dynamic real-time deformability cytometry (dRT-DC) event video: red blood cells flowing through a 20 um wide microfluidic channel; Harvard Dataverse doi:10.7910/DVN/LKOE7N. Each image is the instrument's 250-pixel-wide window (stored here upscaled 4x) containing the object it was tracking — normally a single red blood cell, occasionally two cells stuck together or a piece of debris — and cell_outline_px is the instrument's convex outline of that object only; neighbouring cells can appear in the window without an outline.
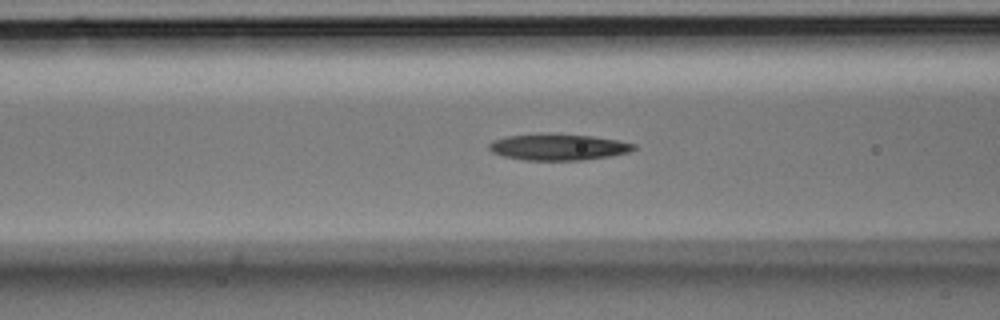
{"species": "Egyptian fruit bat (a non-hibernating species)", "species_latin": "Rousettus aegyptiacus", "temperature_condition": "room temperature", "stored_images_in_passage": 33, "camera_frame_rate_fps": 3000, "um_per_image_px": 0.085, "animal": {"sex": "male"}, "frame": {"image": 1, "passage_image": 16, "time_ms": 5.0, "image_size_px": [1000, 320], "cell_outline_px": [[636, 148], [628, 152], [608, 156], [580, 160], [524, 160], [504, 156], [492, 152], [488, 148], [488, 144], [492, 140], [508, 136], [592, 136], [616, 140], [636, 144]], "centroid_in_image_um": [47.45, 12.54], "position_along_channel_um": 119.2, "area_um2": 21.1}}
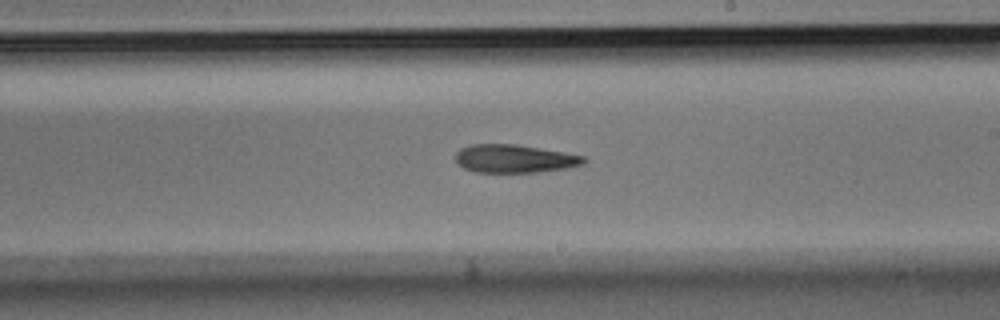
{"frame": {"image": 2, "passage_image": 24, "time_ms": 7.667, "image_size_px": [1000, 320], "cell_outline_px": [[588, 160], [584, 164], [564, 168], [536, 172], [476, 172], [464, 168], [456, 160], [456, 152], [460, 148], [472, 144], [516, 144], [564, 152], [584, 156]], "centroid_in_image_um": [43.73, 13.48], "position_along_channel_um": 245.3, "area_um2": 20.92}}
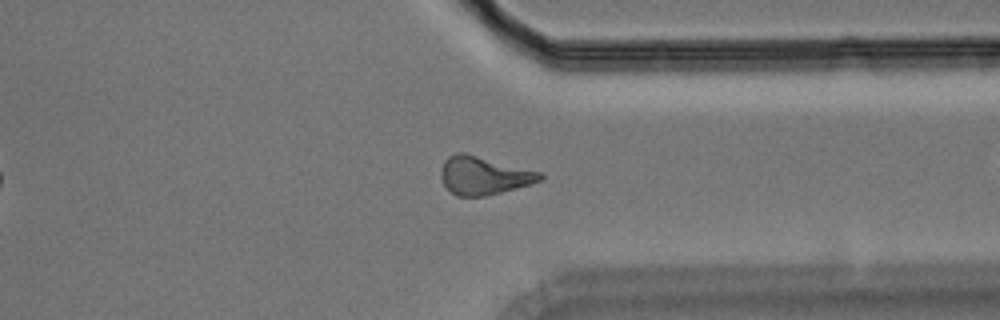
{"frame": {"image": 3, "passage_image": 32, "time_ms": 10.333, "image_size_px": [1000, 320], "cell_outline_px": [[544, 180], [532, 184], [484, 196], [456, 196], [444, 184], [440, 176], [440, 168], [444, 160], [448, 156], [456, 152], [464, 152], [544, 172]], "centroid_in_image_um": [41.15, 14.9], "position_along_channel_um": 370.2, "area_um2": 22.37}}